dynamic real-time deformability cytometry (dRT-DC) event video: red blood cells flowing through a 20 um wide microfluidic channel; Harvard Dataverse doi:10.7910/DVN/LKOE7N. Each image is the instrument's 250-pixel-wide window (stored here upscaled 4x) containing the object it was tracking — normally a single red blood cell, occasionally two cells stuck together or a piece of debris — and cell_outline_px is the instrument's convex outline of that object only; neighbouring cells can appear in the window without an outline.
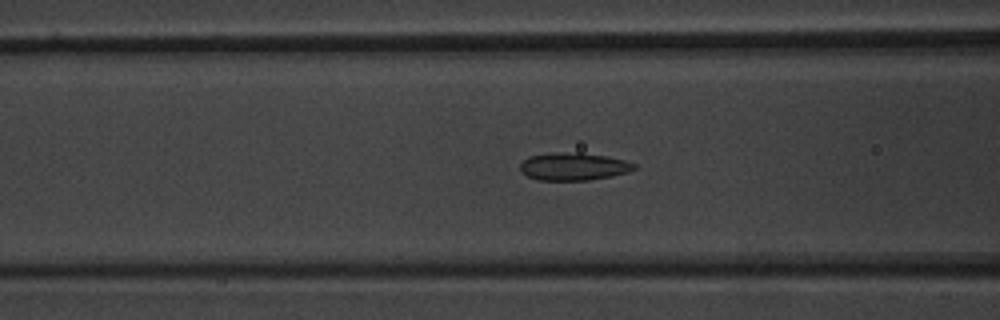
{"species": "common noctule bat (a hibernating species)", "species_latin": "Nyctalus noctula", "temperature_condition": "warm", "stored_images_in_passage": 41, "camera_frame_rate_fps": 3000, "um_per_image_px": 0.085, "animal": {"sex": "male", "body_mass_g": 20.1, "forearm_length_mm": 53.5}, "frame": {"image": 1, "passage_image": 10, "time_ms": 3.0, "image_size_px": [1000, 320], "cell_outline_px": [[636, 168], [628, 172], [612, 176], [588, 180], [540, 180], [528, 176], [520, 172], [520, 164], [528, 156], [552, 152], [576, 152], [608, 156], [624, 160], [636, 164]], "centroid_in_image_um": [48.74, 14.14], "position_along_channel_um": 117.9, "area_um2": 18.5}}
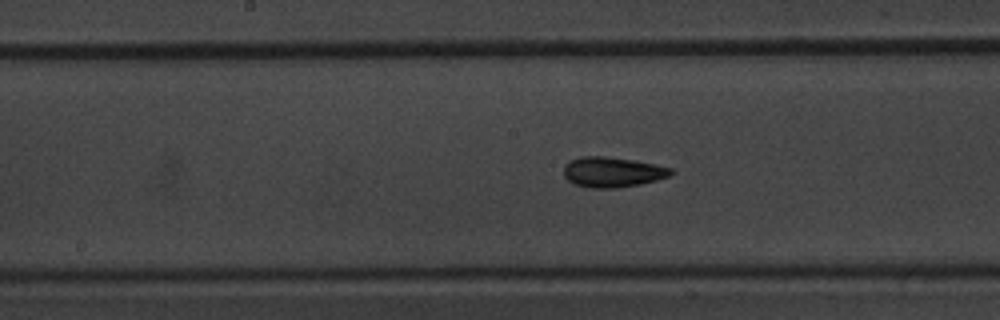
{"frame": {"image": 2, "passage_image": 16, "time_ms": 5.0, "image_size_px": [1000, 320], "cell_outline_px": [[672, 172], [668, 176], [656, 180], [640, 184], [616, 188], [592, 188], [576, 184], [568, 180], [564, 176], [564, 164], [568, 160], [580, 156], [604, 156], [632, 160], [672, 168]], "centroid_in_image_um": [52.0, 14.62], "position_along_channel_um": 196.2, "area_um2": 18.73}}
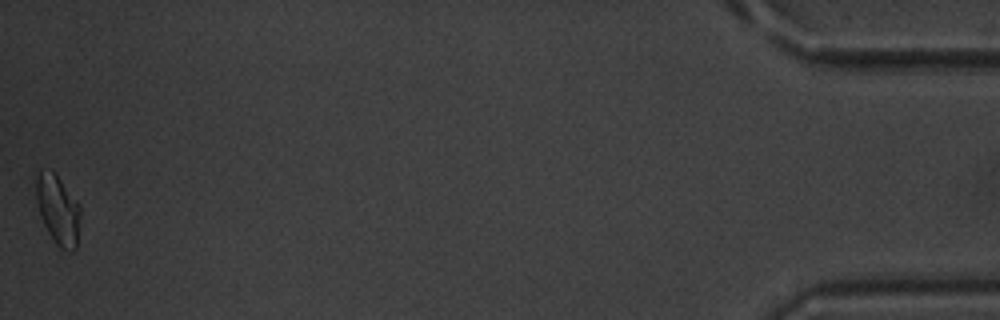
{"frame": {"image": 3, "passage_image": 41, "time_ms": 13.333, "image_size_px": [1000, 320], "cell_outline_px": [[80, 212], [76, 248], [72, 252], [68, 252], [60, 248], [56, 244], [48, 232], [40, 216], [36, 204], [36, 176], [40, 172], [52, 172], [60, 180], [80, 204]], "centroid_in_image_um": [4.93, 17.89], "position_along_channel_um": 430.3, "area_um2": 17.63}, "authors_computed_cell_mechanics": {"area_um2": 17.918, "velocity_mm_per_s": 3.909, "shape_relaxation_time_tau1_ms": 4.0927, "shape_relaxation_time_tau2_ms": 2.516, "deformation_change_tau1": 0.1114, "deformation_change_tau2": 0.0839}}